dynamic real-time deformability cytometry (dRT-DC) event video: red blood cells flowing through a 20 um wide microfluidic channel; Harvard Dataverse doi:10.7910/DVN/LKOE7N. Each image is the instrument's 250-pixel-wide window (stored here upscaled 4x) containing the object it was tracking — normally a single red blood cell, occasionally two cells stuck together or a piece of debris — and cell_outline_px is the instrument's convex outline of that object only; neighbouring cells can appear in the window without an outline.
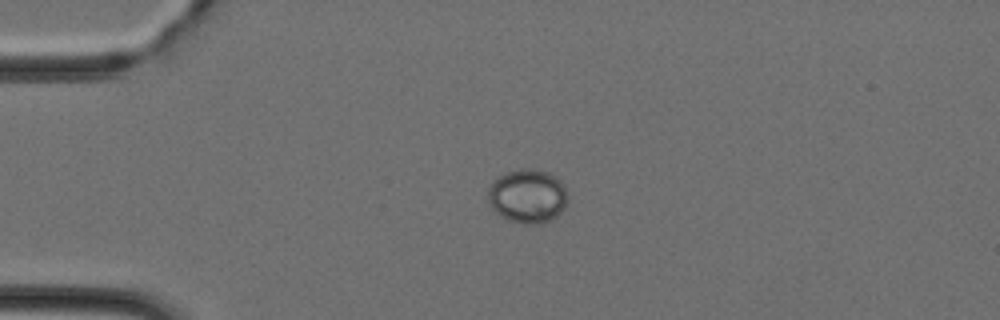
{"species": "Egyptian fruit bat (a non-hibernating species)", "species_latin": "Rousettus aegyptiacus", "temperature_condition": "cold", "stored_images_in_passage": 43, "camera_frame_rate_fps": 3000, "um_per_image_px": 0.085, "animal": {"sex": "female"}, "frame": {"image": 1, "passage_image": 8, "time_ms": 2.333, "image_size_px": [1000, 320], "cell_outline_px": [[568, 200], [564, 208], [556, 216], [540, 224], [524, 224], [508, 220], [500, 216], [488, 204], [488, 188], [492, 180], [508, 172], [520, 168], [528, 168], [552, 172], [564, 184], [568, 196]], "centroid_in_image_um": [44.85, 16.65], "position_along_channel_um": 40.2, "area_um2": 25.43}}
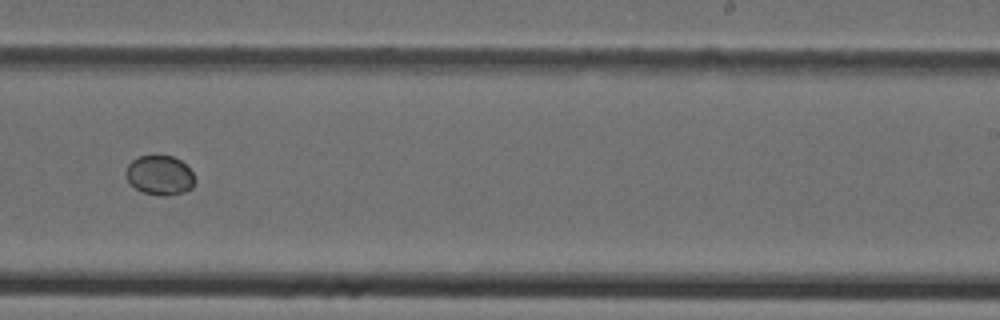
{"frame": {"image": 2, "passage_image": 26, "time_ms": 8.333, "image_size_px": [1000, 320], "cell_outline_px": [[196, 180], [192, 188], [184, 192], [168, 196], [164, 196], [144, 192], [136, 188], [128, 180], [124, 172], [128, 164], [132, 160], [140, 156], [172, 156], [180, 160], [192, 172]], "centroid_in_image_um": [13.59, 14.9], "position_along_channel_um": 275.4, "area_um2": 15.78}}
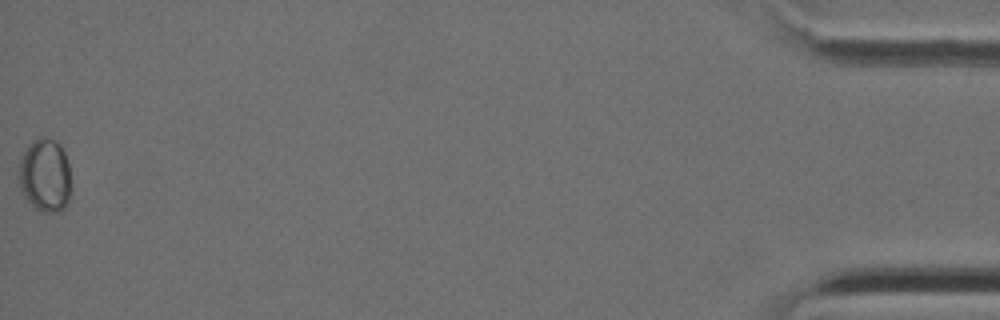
{"frame": {"image": 3, "passage_image": 43, "time_ms": 14.0, "image_size_px": [1000, 320], "cell_outline_px": [[68, 204], [60, 212], [44, 212], [36, 208], [28, 200], [20, 184], [20, 160], [28, 144], [32, 140], [40, 136], [44, 136], [56, 140], [60, 144], [64, 152], [68, 164]], "centroid_in_image_um": [3.83, 14.86], "position_along_channel_um": 431.4, "area_um2": 21.85}}